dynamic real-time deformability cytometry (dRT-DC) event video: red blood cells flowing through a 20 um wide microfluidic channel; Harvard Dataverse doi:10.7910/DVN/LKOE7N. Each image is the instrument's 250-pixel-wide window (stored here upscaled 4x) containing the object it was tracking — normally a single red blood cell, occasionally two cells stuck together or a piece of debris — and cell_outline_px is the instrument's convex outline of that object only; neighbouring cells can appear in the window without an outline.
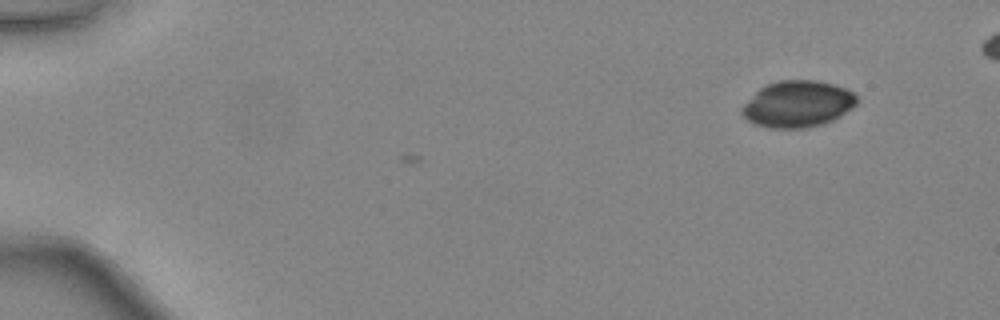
{"species": "common noctule bat (a hibernating species)", "species_latin": "Nyctalus noctula", "temperature_condition": "warm", "stored_images_in_passage": 2, "camera_frame_rate_fps": 3000, "um_per_image_px": 0.085, "animal": {"sex": "female", "body_mass_g": 24.6, "forearm_length_mm": 56.2}, "frame": {"image": 1, "passage_image": 2, "time_ms": 0.333, "image_size_px": [1000, 320], "cell_outline_px": [[856, 104], [852, 108], [840, 116], [824, 124], [808, 128], [768, 128], [752, 124], [740, 112], [740, 108], [764, 84], [776, 80], [816, 80], [832, 84], [844, 88], [852, 92], [856, 96]], "centroid_in_image_um": [67.77, 8.85], "position_along_channel_um": 17.2, "area_um2": 31.27}}